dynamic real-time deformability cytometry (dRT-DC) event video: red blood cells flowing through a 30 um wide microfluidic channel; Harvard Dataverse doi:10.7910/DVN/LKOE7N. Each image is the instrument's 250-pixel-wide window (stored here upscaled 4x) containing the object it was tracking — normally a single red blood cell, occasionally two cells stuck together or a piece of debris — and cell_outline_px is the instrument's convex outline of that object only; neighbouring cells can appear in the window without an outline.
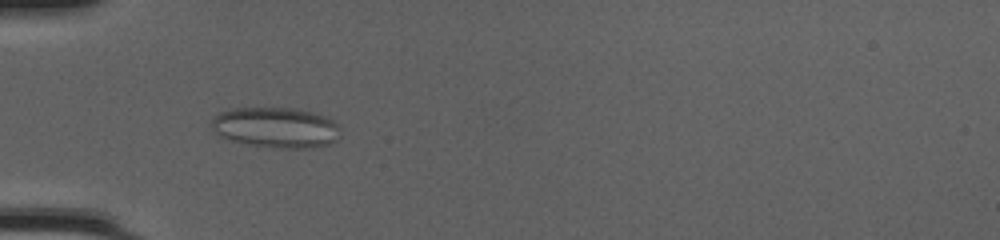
{"species": "common noctule bat (a hibernating species)", "species_latin": "Nyctalus noctula", "temperature_condition": "cold", "stored_images_in_passage": 53, "camera_frame_rate_fps": 3000, "um_per_image_px": 0.085, "animal": {"sex": "female", "body_mass_g": 20.0, "forearm_length_mm": 54.0}, "frame": {"image": 1, "passage_image": 19, "time_ms": 6.0, "image_size_px": [1000, 240], "cell_outline_px": [[336, 124], [332, 140], [328, 144], [312, 148], [276, 148], [248, 144], [232, 140], [220, 136], [212, 128], [212, 116], [220, 112], [232, 108], [296, 108], [332, 120]], "centroid_in_image_um": [23.32, 10.83], "position_along_channel_um": 61.7, "area_um2": 29.59}}
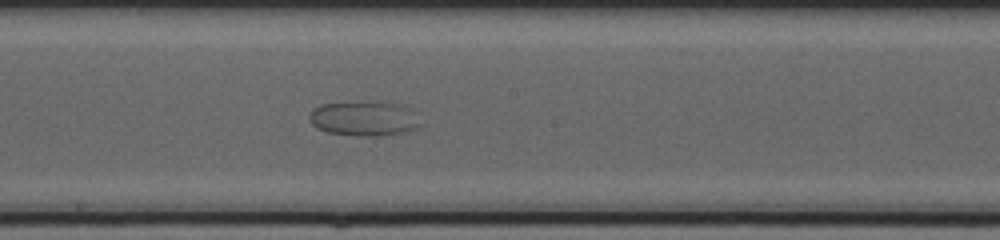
{"frame": {"image": 2, "passage_image": 31, "time_ms": 10.0, "image_size_px": [1000, 240], "cell_outline_px": [[416, 124], [412, 128], [400, 132], [372, 136], [360, 136], [328, 132], [312, 124], [308, 116], [316, 108], [324, 104], [376, 100], [400, 104], [404, 108]], "centroid_in_image_um": [30.79, 10.05], "position_along_channel_um": 217.4, "area_um2": 21.33}}
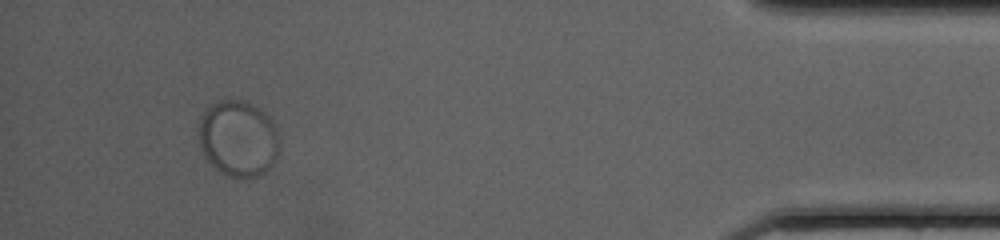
{"frame": {"image": 3, "passage_image": 50, "time_ms": 16.333, "image_size_px": [1000, 240], "cell_outline_px": [[280, 152], [276, 160], [260, 176], [244, 180], [228, 176], [220, 172], [208, 160], [200, 144], [200, 116], [216, 100], [224, 96], [244, 100], [252, 104], [268, 116], [272, 120], [276, 128], [280, 140]], "centroid_in_image_um": [20.29, 11.76], "position_along_channel_um": 414.9, "area_um2": 36.53}}